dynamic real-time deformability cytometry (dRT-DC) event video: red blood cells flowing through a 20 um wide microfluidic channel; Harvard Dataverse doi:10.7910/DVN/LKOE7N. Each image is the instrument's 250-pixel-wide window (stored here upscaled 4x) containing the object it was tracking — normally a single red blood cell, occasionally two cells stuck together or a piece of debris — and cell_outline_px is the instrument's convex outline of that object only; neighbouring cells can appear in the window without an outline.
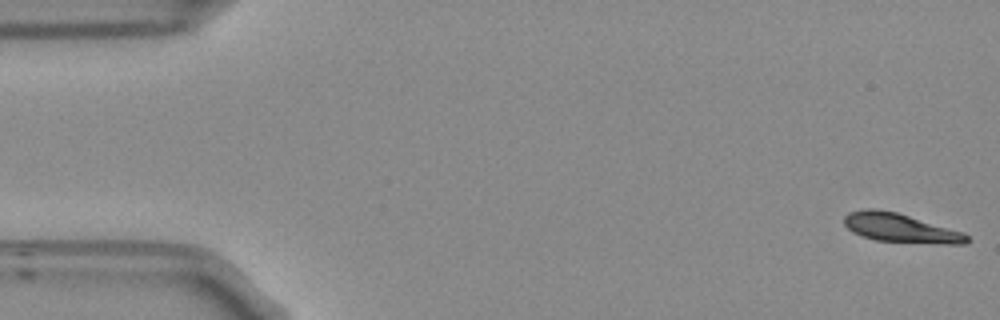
{"species": "Egyptian fruit bat (a non-hibernating species)", "species_latin": "Rousettus aegyptiacus", "temperature_condition": "room temperature", "stored_images_in_passage": 54, "camera_frame_rate_fps": 3000, "um_per_image_px": 0.085, "frame": {"image": 1, "passage_image": 1, "time_ms": 0.0, "image_size_px": [1000, 320], "cell_outline_px": [[968, 240], [964, 244], [944, 244], [876, 240], [852, 232], [844, 224], [844, 216], [848, 212], [864, 208], [876, 208], [896, 212], [964, 232], [968, 236]], "centroid_in_image_um": [76.52, 19.36], "position_along_channel_um": 8.5, "area_um2": 20.58}}
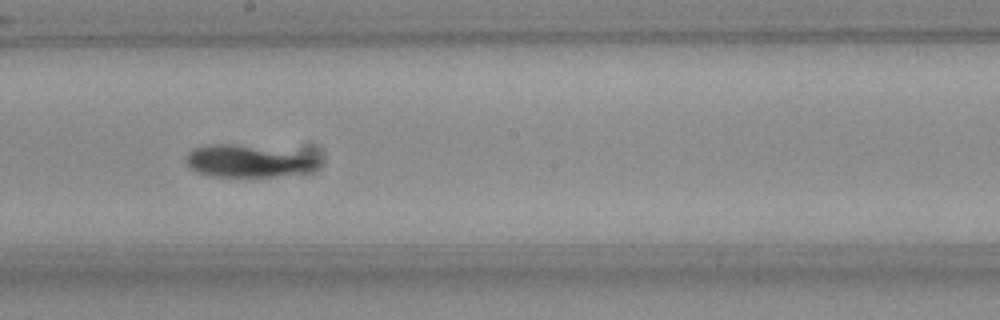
{"frame": {"image": 2, "passage_image": 29, "time_ms": 9.333, "image_size_px": [1000, 320], "cell_outline_px": [[320, 160], [312, 168], [304, 172], [276, 176], [212, 176], [196, 172], [184, 160], [188, 152], [192, 148], [216, 144], [232, 144], [316, 156]], "centroid_in_image_um": [20.99, 13.7], "position_along_channel_um": 227.2, "area_um2": 23.99}}
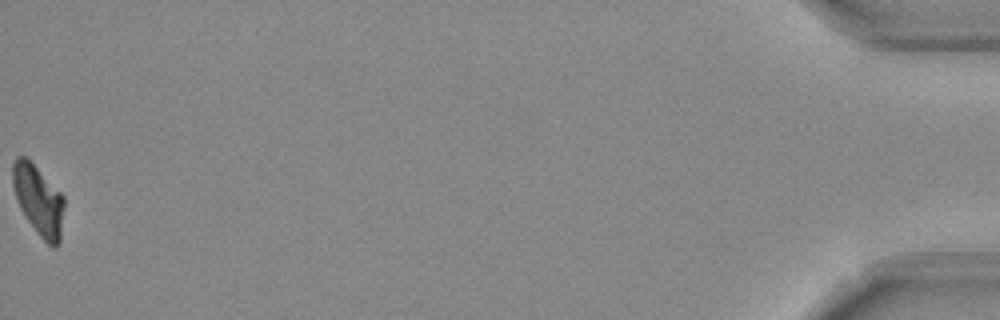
{"frame": {"image": 3, "passage_image": 54, "time_ms": 17.667, "image_size_px": [1000, 320], "cell_outline_px": [[64, 204], [60, 244], [56, 248], [52, 248], [40, 236], [28, 220], [20, 208], [12, 184], [12, 164], [16, 156], [24, 156], [64, 196]], "centroid_in_image_um": [3.28, 17.05], "position_along_channel_um": 431.9, "area_um2": 20.69}, "authors_computed_cell_mechanics": {"area_um2": 22.3686, "velocity_mm_per_s": 3.7293, "shape_relaxation_time_tau1_ms": 3.8925, "shape_relaxation_time_tau2_ms": null, "deformation_change_tau1": 0.1452, "deformation_change_tau2": null}}